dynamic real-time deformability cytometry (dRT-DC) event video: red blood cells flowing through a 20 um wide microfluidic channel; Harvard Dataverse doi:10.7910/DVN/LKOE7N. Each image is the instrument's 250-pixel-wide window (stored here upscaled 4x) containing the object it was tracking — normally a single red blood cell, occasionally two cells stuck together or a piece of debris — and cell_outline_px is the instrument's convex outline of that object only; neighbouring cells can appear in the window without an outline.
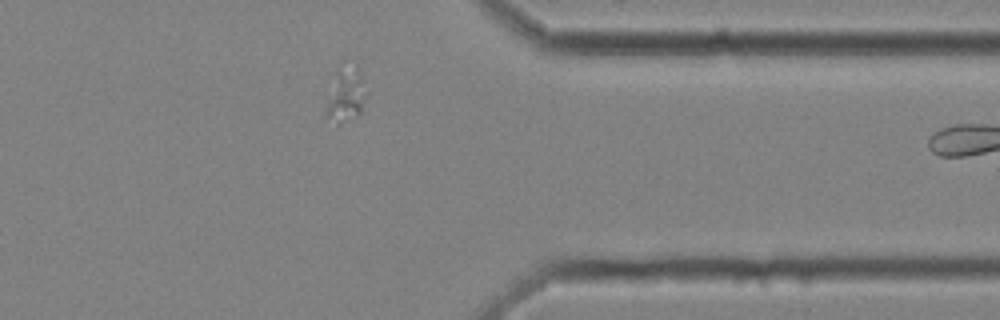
{"species": "common noctule bat (a hibernating species)", "species_latin": "Nyctalus noctula", "temperature_condition": "cold", "stored_images_in_passage": 34, "camera_frame_rate_fps": 3000, "um_per_image_px": 0.085, "animal": {"sex": "female", "body_mass_g": 25.1}, "frame": {"image": 1, "passage_image": 33, "time_ms": 10.667, "image_size_px": [1000, 320], "cell_outline_px": [[368, 92], [360, 112], [356, 116], [336, 124], [324, 120], [324, 112], [336, 68], [340, 64], [356, 68], [364, 80]], "centroid_in_image_um": [29.36, 8.08], "position_along_channel_um": 382.0, "area_um2": 13.01}}